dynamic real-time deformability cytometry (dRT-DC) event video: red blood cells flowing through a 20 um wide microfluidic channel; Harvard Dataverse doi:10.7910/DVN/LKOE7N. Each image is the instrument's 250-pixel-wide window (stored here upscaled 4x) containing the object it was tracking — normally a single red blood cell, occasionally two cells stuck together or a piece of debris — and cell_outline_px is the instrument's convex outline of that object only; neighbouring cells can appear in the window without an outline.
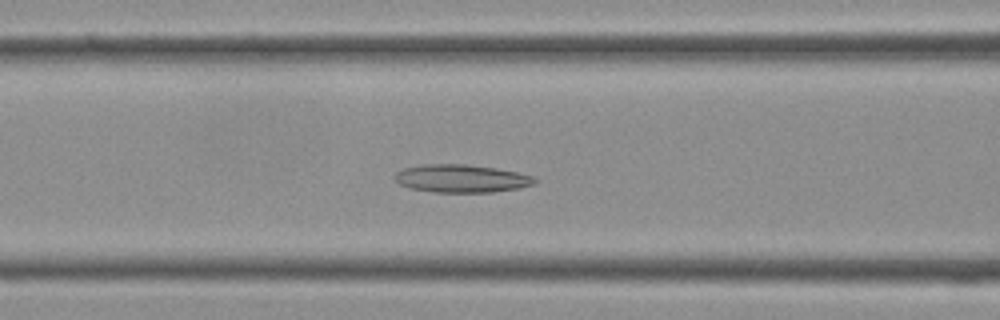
{"species": "Egyptian fruit bat (a non-hibernating species)", "species_latin": "Rousettus aegyptiacus", "temperature_condition": "cold", "stored_images_in_passage": 34, "camera_frame_rate_fps": 3000, "um_per_image_px": 0.085, "frame": {"image": 1, "passage_image": 11, "time_ms": 3.333, "image_size_px": [1000, 320], "cell_outline_px": [[536, 184], [520, 188], [492, 192], [432, 192], [408, 188], [400, 184], [392, 176], [396, 172], [404, 168], [420, 164], [464, 164], [496, 168], [520, 172], [532, 176], [536, 180]], "centroid_in_image_um": [39.21, 15.17], "position_along_channel_um": 127.4, "area_um2": 23.0}}
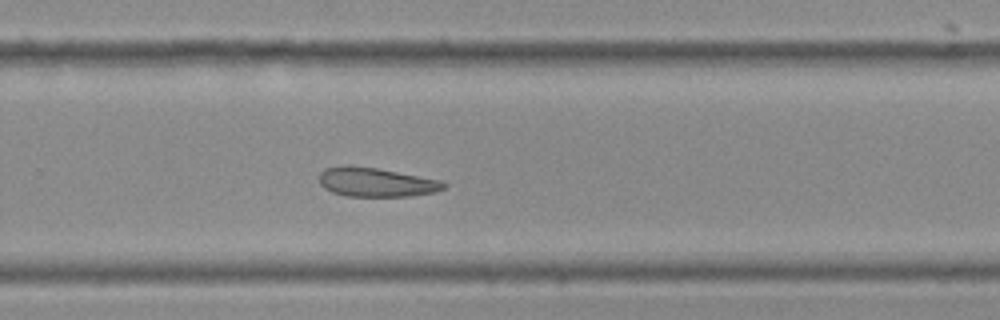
{"frame": {"image": 2, "passage_image": 21, "time_ms": 6.667, "image_size_px": [1000, 320], "cell_outline_px": [[448, 184], [444, 188], [436, 192], [408, 196], [348, 196], [332, 192], [324, 188], [320, 184], [320, 172], [324, 168], [344, 164], [348, 164], [376, 168], [444, 180]], "centroid_in_image_um": [31.98, 15.47], "position_along_channel_um": 297.8, "area_um2": 21.39}}
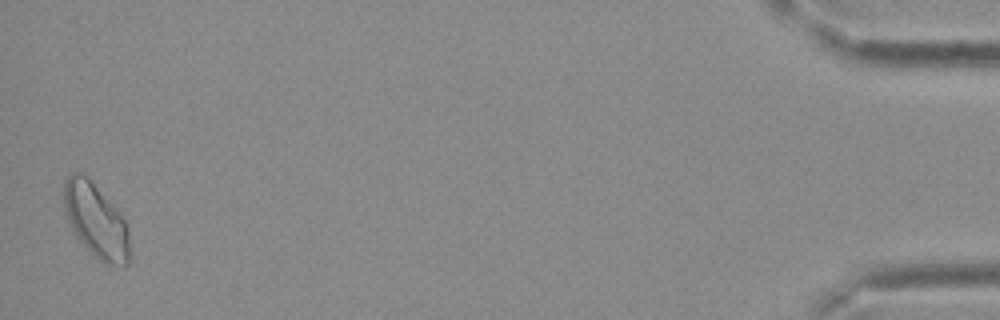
{"frame": {"image": 3, "passage_image": 34, "time_ms": 11.0, "image_size_px": [1000, 320], "cell_outline_px": [[128, 264], [124, 268], [104, 264], [76, 240], [68, 220], [64, 208], [64, 180], [72, 172], [80, 172], [124, 216], [128, 228]], "centroid_in_image_um": [8.15, 18.82], "position_along_channel_um": 427.1, "area_um2": 28.38}}